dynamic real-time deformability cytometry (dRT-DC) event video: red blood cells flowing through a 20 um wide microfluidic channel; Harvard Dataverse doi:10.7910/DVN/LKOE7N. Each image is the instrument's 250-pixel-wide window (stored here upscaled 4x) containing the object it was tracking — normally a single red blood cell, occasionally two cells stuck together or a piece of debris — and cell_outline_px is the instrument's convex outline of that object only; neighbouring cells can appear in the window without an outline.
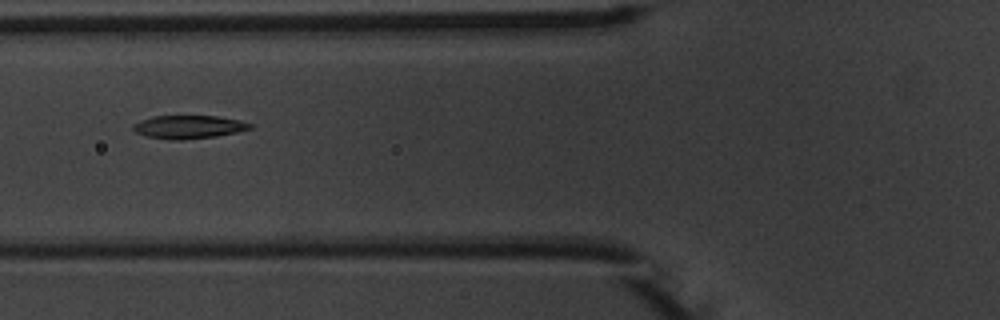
{"species": "common noctule bat (a hibernating species)", "species_latin": "Nyctalus noctula", "temperature_condition": "warm", "stored_images_in_passage": 9, "camera_frame_rate_fps": 3000, "um_per_image_px": 0.085, "animal": {"sex": "male", "body_mass_g": 20.1, "forearm_length_mm": 53.5}, "frame": {"image": 1, "passage_image": 6, "time_ms": 6.0, "image_size_px": [1000, 320], "cell_outline_px": [[256, 124], [252, 128], [236, 132], [216, 136], [184, 140], [172, 140], [144, 136], [136, 132], [132, 128], [132, 124], [140, 120], [152, 116], [216, 116], [240, 120]], "centroid_in_image_um": [16.03, 10.79], "position_along_channel_um": 109.8, "area_um2": 16.01}}
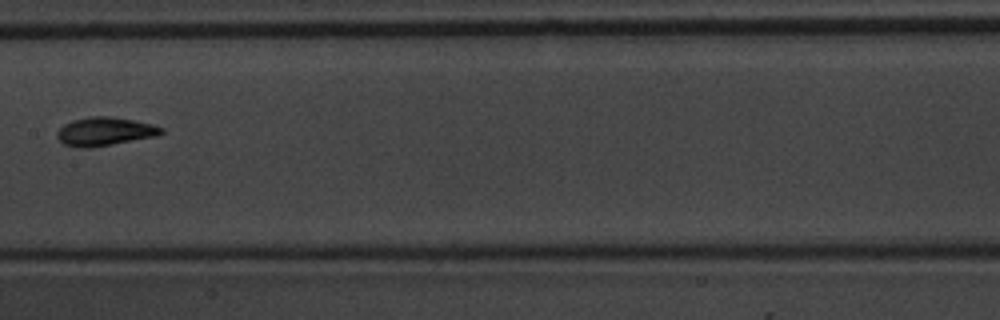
{"frame": {"image": 2, "passage_image": 8, "time_ms": 8.333, "image_size_px": [1000, 320], "cell_outline_px": [[164, 132], [156, 136], [92, 148], [80, 148], [64, 144], [56, 136], [56, 132], [64, 124], [72, 120], [92, 116], [112, 116], [152, 124], [164, 128]], "centroid_in_image_um": [8.9, 11.18], "position_along_channel_um": 198.5, "area_um2": 17.34}}
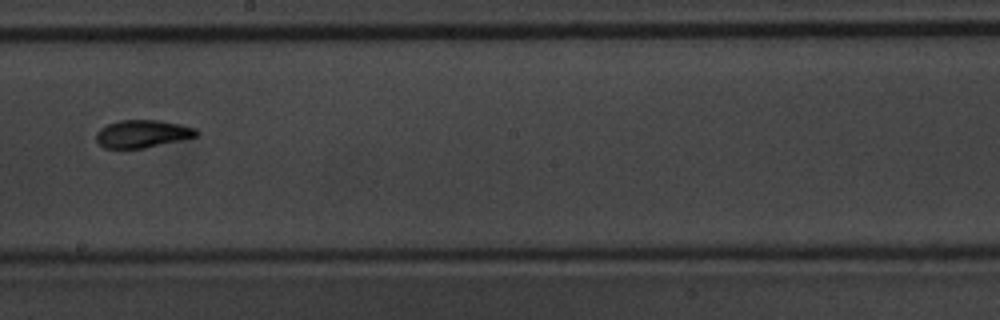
{"frame": {"image": 3, "passage_image": 9, "time_ms": 9.333, "image_size_px": [1000, 320], "cell_outline_px": [[200, 132], [196, 136], [144, 148], [104, 148], [96, 140], [96, 132], [100, 128], [108, 124], [120, 120], [156, 120], [180, 124], [196, 128]], "centroid_in_image_um": [12.09, 11.36], "position_along_channel_um": 236.1, "area_um2": 16.01}}